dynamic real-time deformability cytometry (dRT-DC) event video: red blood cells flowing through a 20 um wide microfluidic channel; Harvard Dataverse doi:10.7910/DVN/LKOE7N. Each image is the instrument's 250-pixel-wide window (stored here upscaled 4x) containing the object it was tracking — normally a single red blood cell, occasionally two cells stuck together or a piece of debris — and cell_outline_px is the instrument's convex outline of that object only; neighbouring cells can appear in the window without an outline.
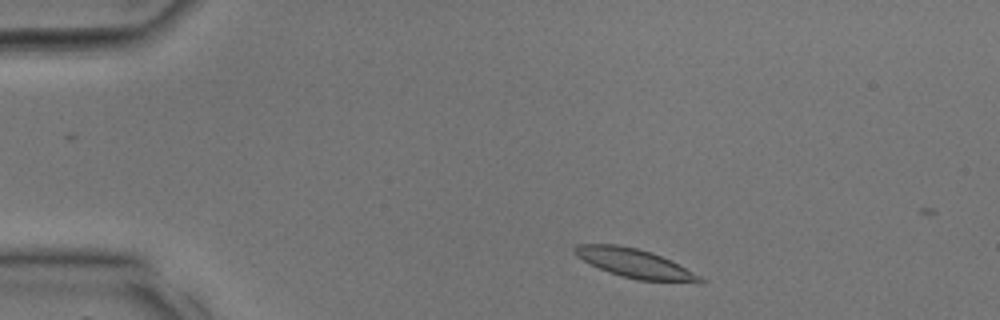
{"species": "common noctule bat (a hibernating species)", "species_latin": "Nyctalus noctula", "temperature_condition": "room temperature", "stored_images_in_passage": 20, "camera_frame_rate_fps": 3000, "um_per_image_px": 0.085, "animal": {"sex": "male", "body_mass_g": 17.9, "forearm_length_mm": 54.2}, "frame": {"image": 1, "passage_image": 2, "time_ms": 0.333, "image_size_px": [1000, 320], "cell_outline_px": [[704, 284], [700, 284], [636, 280], [620, 276], [608, 272], [576, 256], [572, 252], [572, 248], [576, 244], [616, 244], [636, 248], [652, 252], [700, 276], [704, 280]], "centroid_in_image_um": [53.95, 22.41], "position_along_channel_um": 31.0, "area_um2": 21.21}}
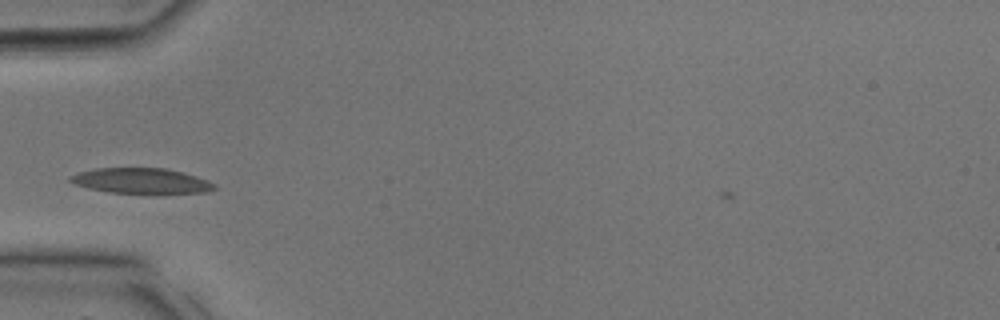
{"frame": {"image": 2, "passage_image": 7, "time_ms": 2.0, "image_size_px": [1000, 320], "cell_outline_px": [[216, 188], [208, 192], [108, 192], [76, 184], [68, 180], [68, 176], [80, 172], [96, 168], [168, 168], [196, 176], [208, 180], [216, 184]], "centroid_in_image_um": [12.02, 15.34], "position_along_channel_um": 73.0, "area_um2": 20.81}}
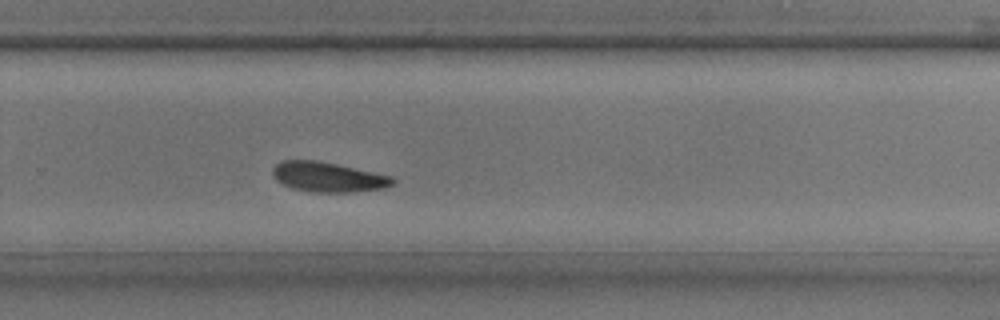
{"frame": {"image": 3, "passage_image": 18, "time_ms": 5.667, "image_size_px": [1000, 320], "cell_outline_px": [[396, 180], [392, 184], [384, 188], [352, 192], [316, 192], [292, 188], [276, 180], [272, 172], [272, 168], [276, 164], [284, 160], [316, 160], [336, 164], [392, 176]], "centroid_in_image_um": [27.88, 15.04], "position_along_channel_um": 301.9, "area_um2": 20.69}}